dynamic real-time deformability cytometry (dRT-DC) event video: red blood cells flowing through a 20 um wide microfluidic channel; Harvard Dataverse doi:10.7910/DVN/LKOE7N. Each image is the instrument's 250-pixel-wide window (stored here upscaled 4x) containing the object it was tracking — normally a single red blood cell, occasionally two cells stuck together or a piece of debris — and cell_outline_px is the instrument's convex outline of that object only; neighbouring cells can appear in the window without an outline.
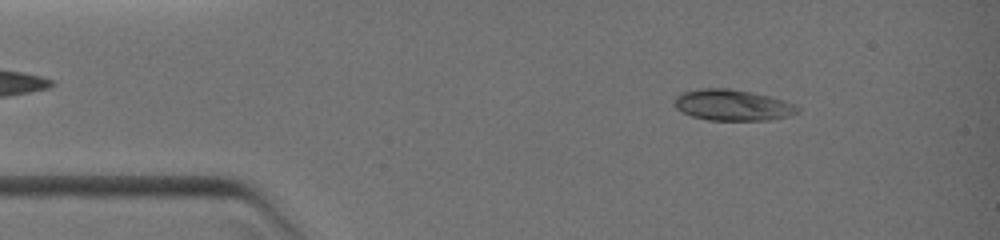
{"species": "common noctule bat (a hibernating species)", "species_latin": "Nyctalus noctula", "temperature_condition": "warm", "stored_images_in_passage": 31, "camera_frame_rate_fps": 3000, "um_per_image_px": 0.085, "animal": {"sex": "female", "body_mass_g": 19.0, "forearm_length_mm": 51.5}, "frame": {"image": 1, "passage_image": 5, "time_ms": 1.333, "image_size_px": [1000, 240], "cell_outline_px": [[800, 112], [788, 116], [768, 120], [708, 120], [692, 116], [676, 108], [672, 104], [676, 96], [680, 92], [700, 88], [728, 88], [752, 92], [784, 100], [800, 108]], "centroid_in_image_um": [62.23, 8.92], "position_along_channel_um": 22.8, "area_um2": 22.37}}
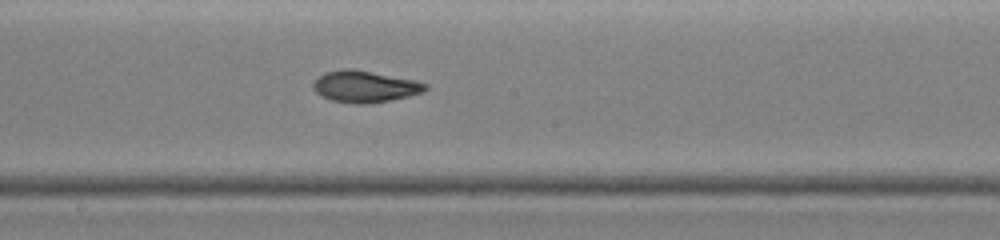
{"frame": {"image": 2, "passage_image": 19, "time_ms": 6.667, "image_size_px": [1000, 240], "cell_outline_px": [[428, 88], [424, 92], [408, 96], [368, 104], [356, 104], [332, 100], [320, 96], [312, 88], [312, 84], [324, 72], [344, 68], [352, 68], [416, 80], [428, 84]], "centroid_in_image_um": [31.01, 7.35], "position_along_channel_um": 217.2, "area_um2": 20.75}}
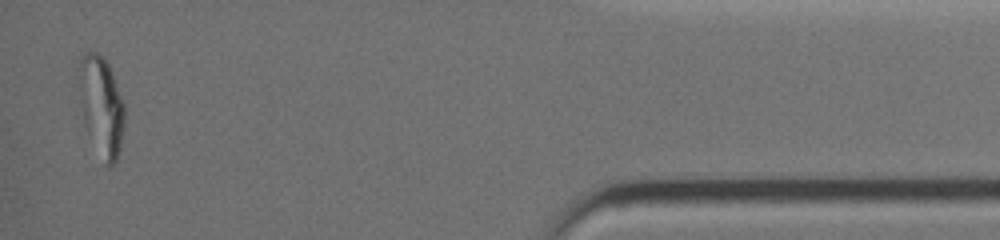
{"frame": {"image": 3, "passage_image": 31, "time_ms": 12.333, "image_size_px": [1000, 240], "cell_outline_px": [[124, 128], [120, 148], [116, 160], [108, 168], [84, 124], [76, 68], [80, 56], [84, 52], [96, 52], [104, 56], [108, 64], [124, 104]], "centroid_in_image_um": [8.59, 8.92], "position_along_channel_um": 426.6, "area_um2": 26.36}}